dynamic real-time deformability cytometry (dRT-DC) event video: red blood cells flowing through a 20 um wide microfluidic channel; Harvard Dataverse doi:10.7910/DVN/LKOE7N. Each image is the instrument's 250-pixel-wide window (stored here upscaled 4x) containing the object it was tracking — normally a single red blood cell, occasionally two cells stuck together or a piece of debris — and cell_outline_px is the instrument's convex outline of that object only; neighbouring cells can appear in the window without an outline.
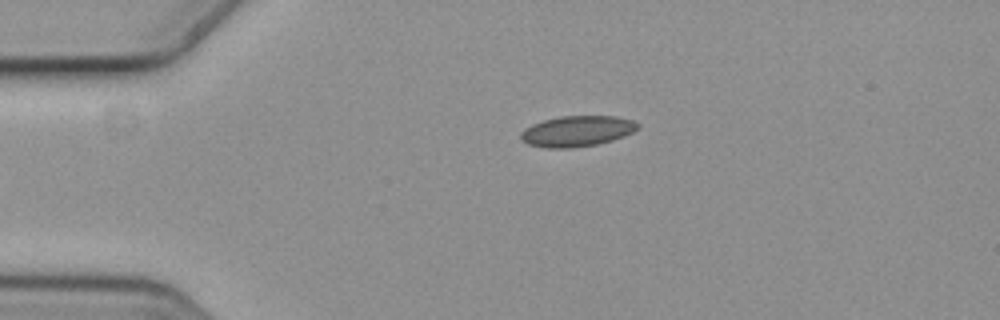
{"species": "common noctule bat (a hibernating species)", "species_latin": "Nyctalus noctula", "temperature_condition": "cold", "stored_images_in_passage": 5, "camera_frame_rate_fps": 3000, "um_per_image_px": 0.085, "animal": {"sex": "female", "body_mass_g": 19.3, "forearm_length_mm": 54.1}, "frame": {"image": 1, "passage_image": 5, "time_ms": 1.333, "image_size_px": [1000, 320], "cell_outline_px": [[640, 128], [624, 136], [612, 140], [596, 144], [572, 148], [544, 148], [528, 144], [520, 140], [520, 132], [524, 128], [532, 124], [544, 120], [560, 116], [616, 116], [632, 120], [640, 124]], "centroid_in_image_um": [49.03, 11.15], "position_along_channel_um": 36.0, "area_um2": 21.1}}